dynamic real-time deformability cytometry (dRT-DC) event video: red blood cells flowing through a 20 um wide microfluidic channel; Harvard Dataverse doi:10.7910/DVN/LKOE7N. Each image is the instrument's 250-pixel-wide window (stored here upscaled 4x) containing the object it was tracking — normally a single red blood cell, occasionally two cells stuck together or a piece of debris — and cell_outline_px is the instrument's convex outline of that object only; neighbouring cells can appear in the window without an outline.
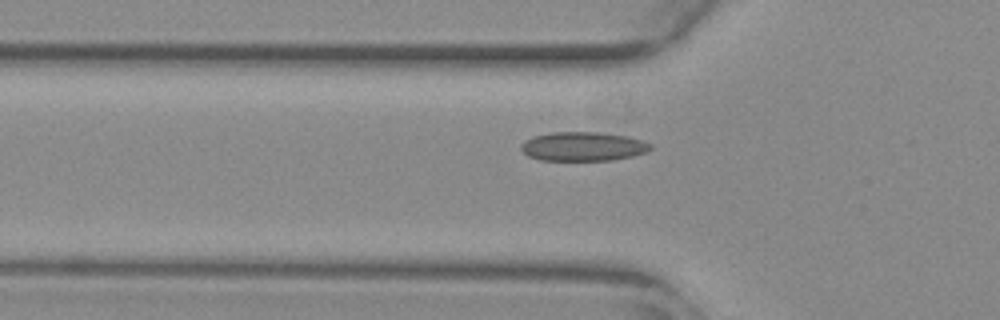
{"species": "common noctule bat (a hibernating species)", "species_latin": "Nyctalus noctula", "temperature_condition": "warm", "stored_images_in_passage": 38, "camera_frame_rate_fps": 3000, "um_per_image_px": 0.085, "animal": {"sex": "female", "body_mass_g": 29.2, "forearm_length_mm": 56.3}, "frame": {"image": 1, "passage_image": 7, "time_ms": 2.0, "image_size_px": [1000, 320], "cell_outline_px": [[652, 148], [648, 152], [632, 156], [612, 160], [540, 160], [528, 156], [520, 148], [520, 144], [524, 140], [532, 136], [552, 132], [596, 132], [628, 136], [652, 144]], "centroid_in_image_um": [49.54, 12.44], "position_along_channel_um": 76.3, "area_um2": 22.02}}
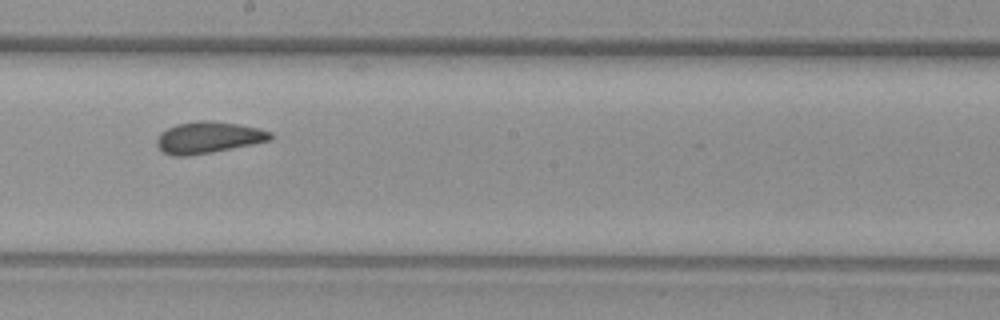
{"frame": {"image": 2, "passage_image": 19, "time_ms": 6.0, "image_size_px": [1000, 320], "cell_outline_px": [[276, 136], [272, 140], [212, 152], [188, 156], [172, 156], [164, 152], [156, 144], [156, 140], [160, 132], [176, 124], [200, 120], [212, 120], [260, 128], [272, 132]], "centroid_in_image_um": [17.73, 11.68], "position_along_channel_um": 230.5, "area_um2": 21.04}}
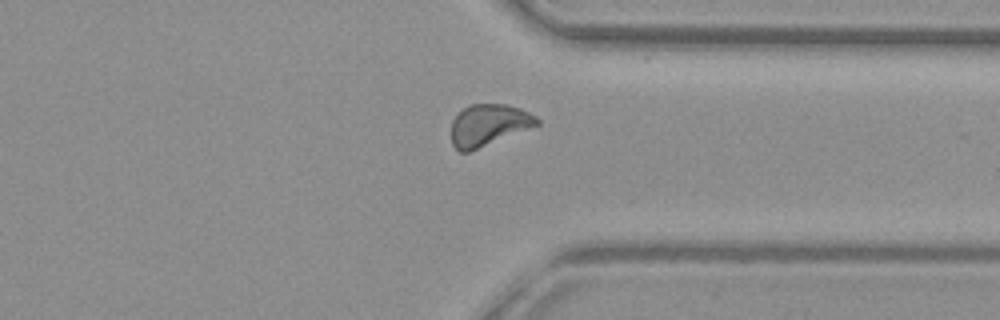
{"frame": {"image": 3, "passage_image": 30, "time_ms": 9.667, "image_size_px": [1000, 320], "cell_outline_px": [[540, 124], [468, 152], [460, 152], [452, 144], [452, 120], [468, 104], [508, 104], [520, 108], [536, 116], [540, 120]], "centroid_in_image_um": [41.53, 10.61], "position_along_channel_um": 369.9, "area_um2": 20.58}}